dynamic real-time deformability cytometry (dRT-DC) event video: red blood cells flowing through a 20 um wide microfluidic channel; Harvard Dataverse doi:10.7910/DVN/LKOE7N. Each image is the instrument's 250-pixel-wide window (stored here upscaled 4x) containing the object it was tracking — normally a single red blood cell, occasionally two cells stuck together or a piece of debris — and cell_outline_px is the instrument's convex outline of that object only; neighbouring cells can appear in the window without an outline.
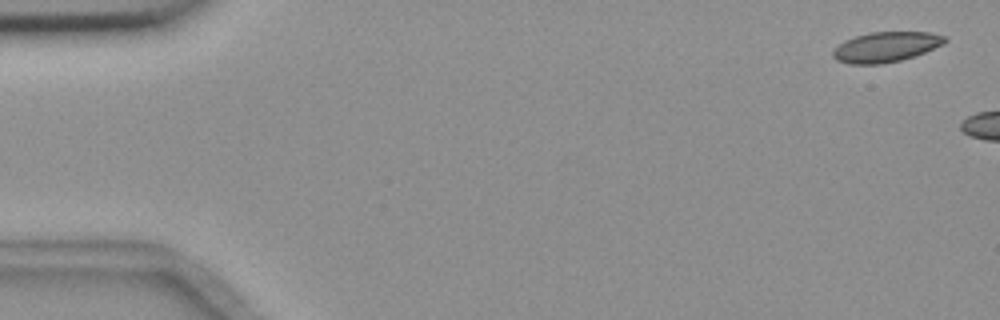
{"species": "common noctule bat (a hibernating species)", "species_latin": "Nyctalus noctula", "temperature_condition": "room temperature", "stored_images_in_passage": 12, "camera_frame_rate_fps": 3000, "um_per_image_px": 0.085, "animal": {"sex": "female", "body_mass_g": 18.4}, "frame": {"image": 1, "passage_image": 1, "time_ms": 0.0, "image_size_px": [1000, 320], "cell_outline_px": [[948, 40], [944, 44], [924, 52], [900, 60], [880, 64], [848, 64], [836, 60], [832, 56], [832, 52], [844, 40], [856, 36], [872, 32], [932, 32], [948, 36]], "centroid_in_image_um": [75.32, 3.98], "position_along_channel_um": 9.7, "area_um2": 19.65}}
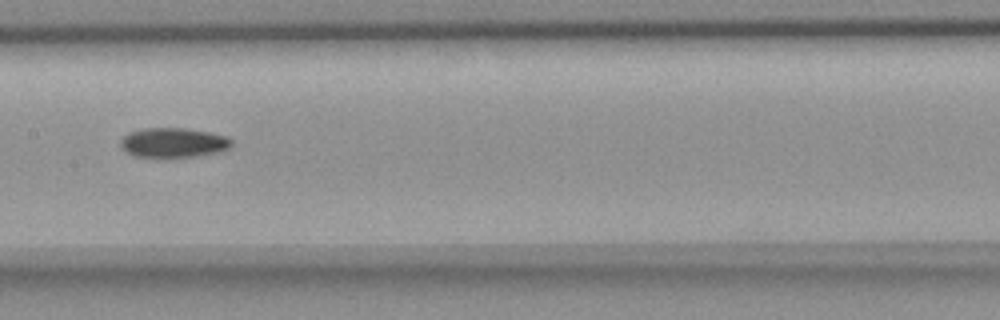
{"frame": {"image": 2, "passage_image": 9, "time_ms": 10.333, "image_size_px": [1000, 320], "cell_outline_px": [[232, 144], [224, 152], [196, 156], [164, 160], [132, 156], [120, 148], [120, 140], [128, 132], [144, 128], [184, 128], [208, 132], [228, 136], [232, 140]], "centroid_in_image_um": [14.71, 12.17], "position_along_channel_um": 192.7, "area_um2": 20.17}}
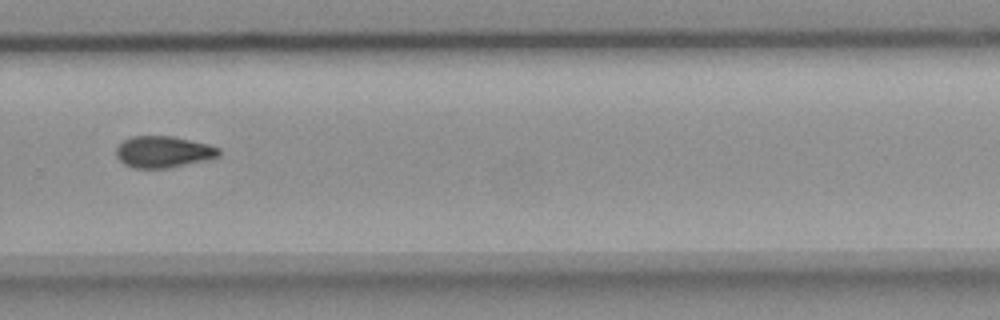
{"frame": {"image": 3, "passage_image": 12, "time_ms": 13.667, "image_size_px": [1000, 320], "cell_outline_px": [[220, 156], [208, 160], [168, 168], [132, 168], [124, 164], [116, 156], [116, 148], [124, 140], [132, 136], [172, 136], [208, 144], [220, 148]], "centroid_in_image_um": [13.9, 12.91], "position_along_channel_um": 315.9, "area_um2": 18.96}}